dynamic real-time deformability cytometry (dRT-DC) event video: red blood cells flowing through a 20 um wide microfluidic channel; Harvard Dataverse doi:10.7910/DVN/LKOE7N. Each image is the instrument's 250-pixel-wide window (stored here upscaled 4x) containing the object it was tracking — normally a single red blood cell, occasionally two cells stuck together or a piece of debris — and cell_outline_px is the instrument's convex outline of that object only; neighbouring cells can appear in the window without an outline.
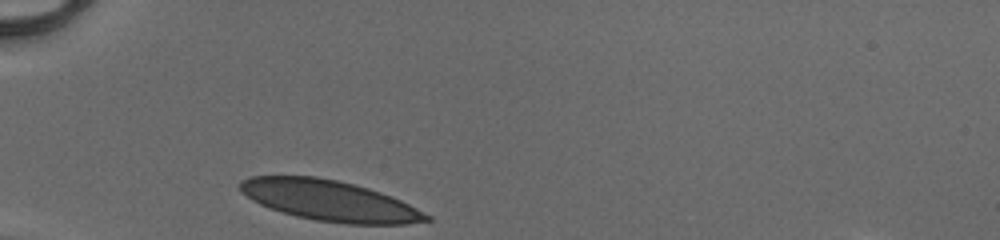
{"species": "human", "species_latin": "Homo sapiens", "temperature_condition": "cold", "stored_images_in_passage": 27, "camera_frame_rate_fps": 3000, "um_per_image_px": 0.085, "donor": {"sex": "male"}, "frame": {"image": 1, "passage_image": 1, "time_ms": 0.0, "image_size_px": [1000, 240], "cell_outline_px": [[432, 220], [404, 224], [348, 224], [316, 220], [296, 216], [260, 204], [252, 200], [240, 192], [240, 180], [252, 176], [316, 176], [336, 180], [368, 188], [392, 196], [432, 216]], "centroid_in_image_um": [28.01, 17.05], "position_along_channel_um": 57.0, "area_um2": 43.75}}
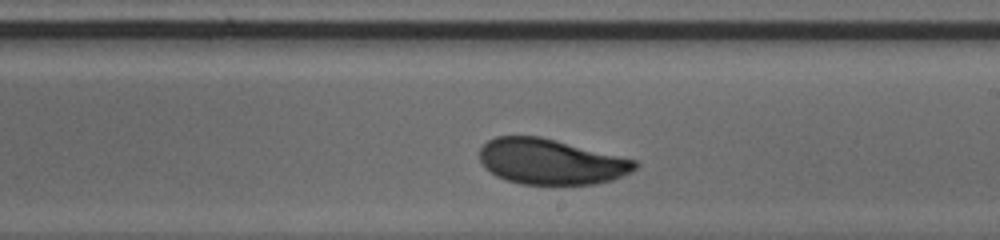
{"frame": {"image": 2, "passage_image": 16, "time_ms": 5.0, "image_size_px": [1000, 240], "cell_outline_px": [[640, 164], [632, 172], [612, 180], [596, 184], [520, 184], [496, 176], [484, 168], [480, 160], [480, 148], [488, 140], [496, 136], [540, 136], [636, 160]], "centroid_in_image_um": [46.82, 13.74], "position_along_channel_um": 242.2, "area_um2": 41.21}}
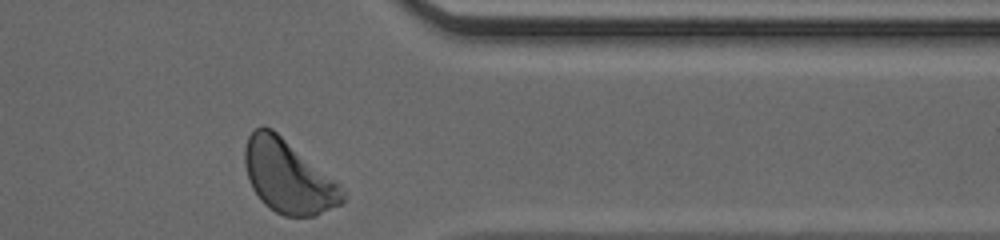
{"frame": {"image": 3, "passage_image": 27, "time_ms": 8.667, "image_size_px": [1000, 240], "cell_outline_px": [[344, 200], [340, 204], [316, 216], [284, 216], [268, 208], [260, 200], [252, 188], [248, 180], [244, 164], [244, 148], [248, 136], [256, 128], [272, 128], [340, 184], [344, 192]], "centroid_in_image_um": [24.47, 15.03], "position_along_channel_um": 386.9, "area_um2": 41.38}, "authors_computed_cell_mechanics": {"area_um2": 41.5582, "velocity_mm_per_s": 4.0836, "shape_relaxation_time_tau1_ms": 2.6599, "shape_relaxation_time_tau2_ms": null, "deformation_change_tau1": 0.1193, "deformation_change_tau2": null}}